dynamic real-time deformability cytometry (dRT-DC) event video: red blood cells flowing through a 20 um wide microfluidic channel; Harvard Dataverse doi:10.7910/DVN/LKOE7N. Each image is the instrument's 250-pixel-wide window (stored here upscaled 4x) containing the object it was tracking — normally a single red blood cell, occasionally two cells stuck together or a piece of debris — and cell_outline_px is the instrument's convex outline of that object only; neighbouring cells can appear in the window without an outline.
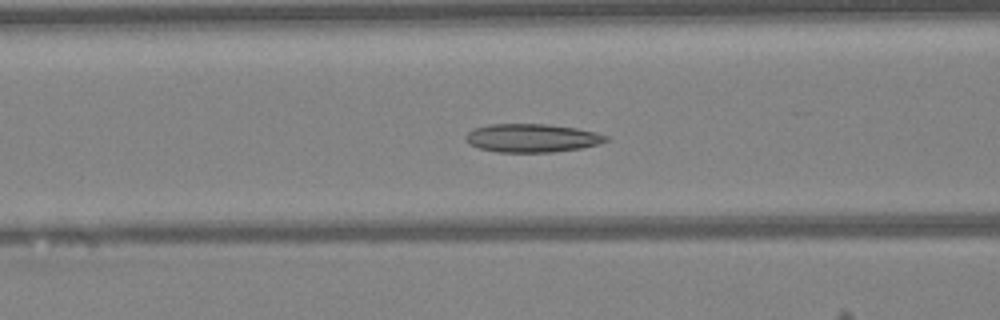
{"species": "Egyptian fruit bat (a non-hibernating species)", "species_latin": "Rousettus aegyptiacus", "temperature_condition": "warm", "stored_images_in_passage": 45, "camera_frame_rate_fps": 3000, "um_per_image_px": 0.085, "animal": {"sex": "female"}, "frame": {"image": 1, "passage_image": 15, "time_ms": 4.667, "image_size_px": [1000, 320], "cell_outline_px": [[608, 140], [600, 144], [580, 148], [552, 152], [496, 152], [480, 148], [468, 144], [464, 136], [472, 128], [488, 124], [544, 124], [576, 128], [596, 132], [608, 136]], "centroid_in_image_um": [45.19, 11.73], "position_along_channel_um": 121.4, "area_um2": 23.29}}
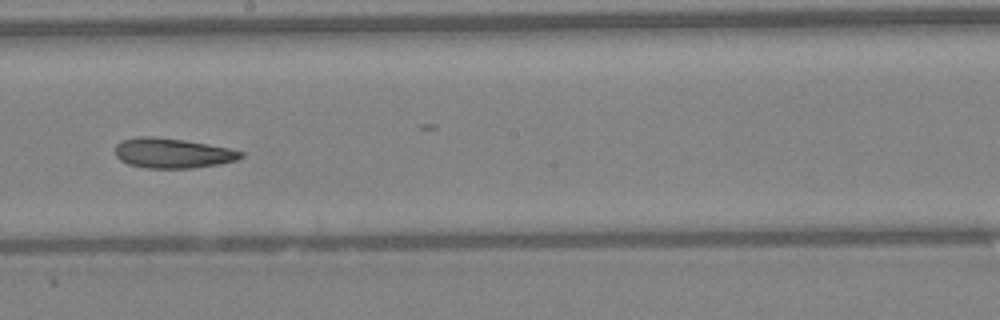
{"frame": {"image": 2, "passage_image": 23, "time_ms": 7.333, "image_size_px": [1000, 320], "cell_outline_px": [[244, 156], [236, 160], [220, 164], [192, 168], [148, 168], [128, 164], [120, 160], [116, 156], [116, 144], [124, 140], [140, 136], [152, 136], [184, 140], [208, 144], [228, 148], [244, 152]], "centroid_in_image_um": [14.68, 13.02], "position_along_channel_um": 233.5, "area_um2": 21.85}}
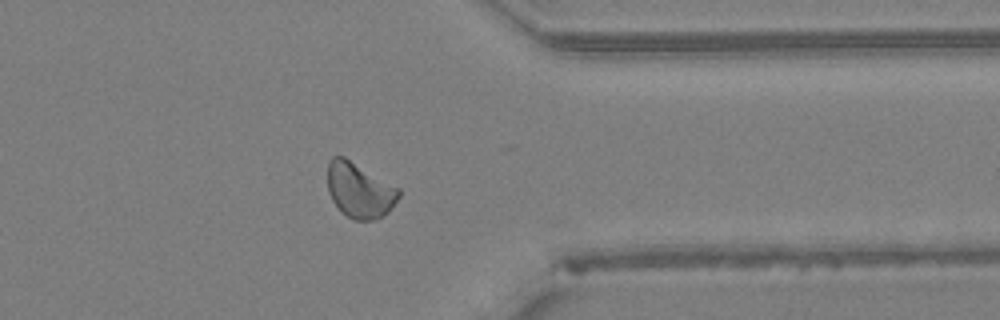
{"frame": {"image": 3, "passage_image": 34, "time_ms": 11.0, "image_size_px": [1000, 320], "cell_outline_px": [[400, 196], [388, 212], [376, 220], [356, 220], [348, 216], [332, 200], [328, 192], [328, 160], [332, 156], [344, 156], [400, 188]], "centroid_in_image_um": [30.57, 16.15], "position_along_channel_um": 380.8, "area_um2": 22.83}}